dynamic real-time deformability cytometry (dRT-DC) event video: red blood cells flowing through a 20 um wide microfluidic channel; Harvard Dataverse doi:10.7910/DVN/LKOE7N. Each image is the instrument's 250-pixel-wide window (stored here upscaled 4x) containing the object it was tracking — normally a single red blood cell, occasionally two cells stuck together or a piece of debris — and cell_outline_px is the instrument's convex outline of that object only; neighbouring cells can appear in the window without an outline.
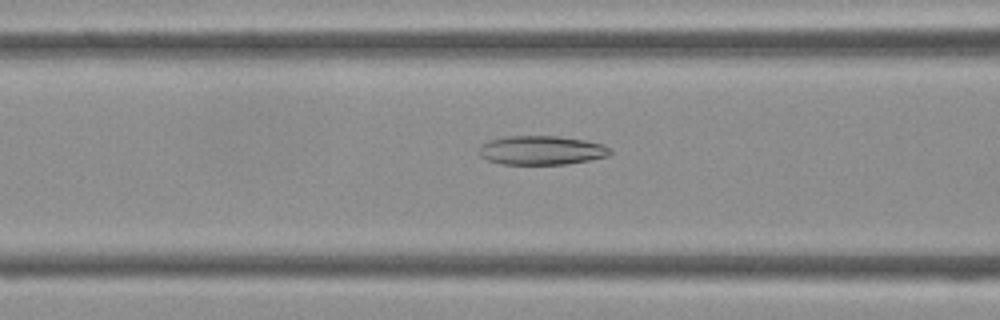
{"species": "Egyptian fruit bat (a non-hibernating species)", "species_latin": "Rousettus aegyptiacus", "temperature_condition": "cold", "stored_images_in_passage": 44, "camera_frame_rate_fps": 3000, "um_per_image_px": 0.085, "frame": {"image": 1, "passage_image": 17, "time_ms": 5.333, "image_size_px": [1000, 320], "cell_outline_px": [[612, 152], [608, 156], [588, 160], [564, 164], [500, 164], [488, 160], [480, 156], [476, 148], [480, 144], [488, 140], [508, 136], [556, 136], [584, 140], [604, 144], [612, 148]], "centroid_in_image_um": [45.99, 12.77], "position_along_channel_um": 120.6, "area_um2": 22.37}}
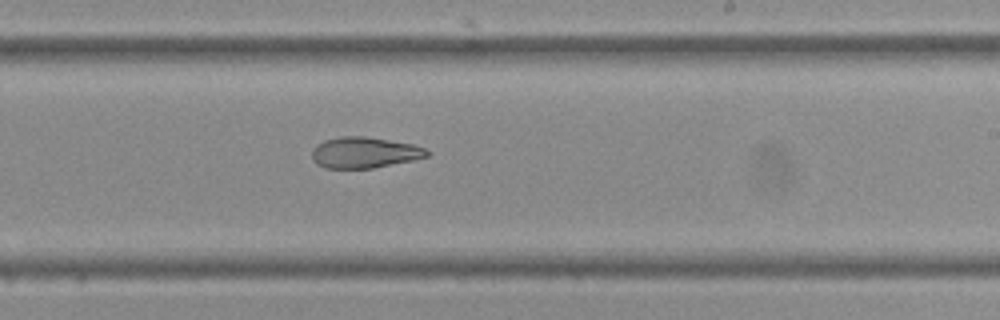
{"frame": {"image": 2, "passage_image": 26, "time_ms": 8.333, "image_size_px": [1000, 320], "cell_outline_px": [[432, 152], [428, 156], [412, 160], [372, 168], [324, 168], [316, 164], [312, 160], [312, 148], [316, 144], [324, 140], [340, 136], [364, 136], [412, 144], [424, 148]], "centroid_in_image_um": [30.93, 12.96], "position_along_channel_um": 258.1, "area_um2": 20.81}}
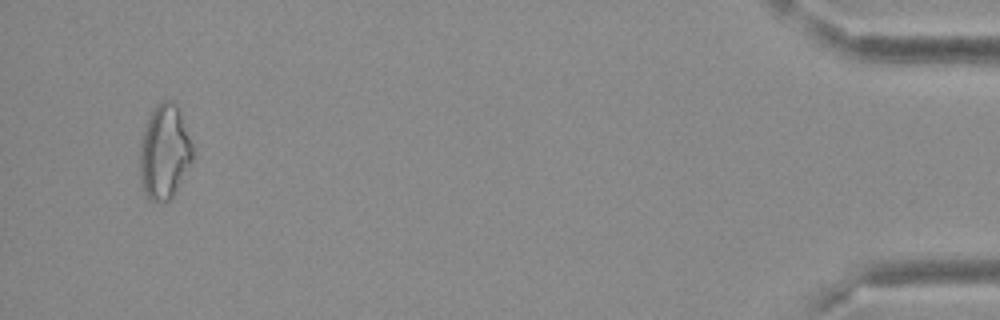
{"frame": {"image": 3, "passage_image": 42, "time_ms": 13.667, "image_size_px": [1000, 320], "cell_outline_px": [[192, 160], [172, 196], [164, 204], [160, 204], [152, 200], [144, 192], [140, 180], [140, 144], [144, 128], [156, 104], [160, 100], [172, 100], [176, 104], [192, 144]], "centroid_in_image_um": [13.95, 12.93], "position_along_channel_um": 421.2, "area_um2": 28.67}}